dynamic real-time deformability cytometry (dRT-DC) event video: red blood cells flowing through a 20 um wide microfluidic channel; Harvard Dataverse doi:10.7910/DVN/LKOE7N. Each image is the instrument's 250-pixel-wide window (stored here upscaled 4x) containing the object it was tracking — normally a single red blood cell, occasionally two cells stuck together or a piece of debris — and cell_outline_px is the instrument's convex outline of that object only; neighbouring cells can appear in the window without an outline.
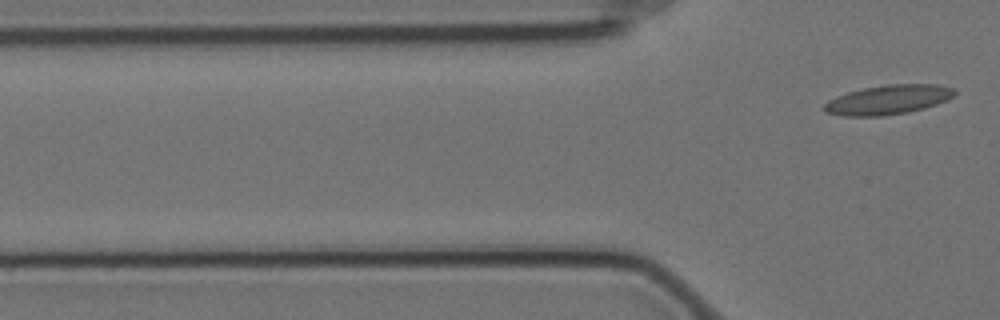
{"species": "Egyptian fruit bat (a non-hibernating species)", "species_latin": "Rousettus aegyptiacus", "temperature_condition": "cold", "stored_images_in_passage": 2, "camera_frame_rate_fps": 3000, "um_per_image_px": 0.085, "animal": {"sex": "female"}, "frame": {"image": 1, "passage_image": 2, "time_ms": 0.333, "image_size_px": [1000, 320], "cell_outline_px": [[956, 92], [948, 100], [924, 108], [908, 112], [880, 116], [840, 116], [824, 112], [820, 108], [828, 100], [836, 96], [848, 92], [864, 88], [888, 84], [936, 84], [956, 88]], "centroid_in_image_um": [75.46, 8.48], "position_along_channel_um": 50.3, "area_um2": 22.54}}